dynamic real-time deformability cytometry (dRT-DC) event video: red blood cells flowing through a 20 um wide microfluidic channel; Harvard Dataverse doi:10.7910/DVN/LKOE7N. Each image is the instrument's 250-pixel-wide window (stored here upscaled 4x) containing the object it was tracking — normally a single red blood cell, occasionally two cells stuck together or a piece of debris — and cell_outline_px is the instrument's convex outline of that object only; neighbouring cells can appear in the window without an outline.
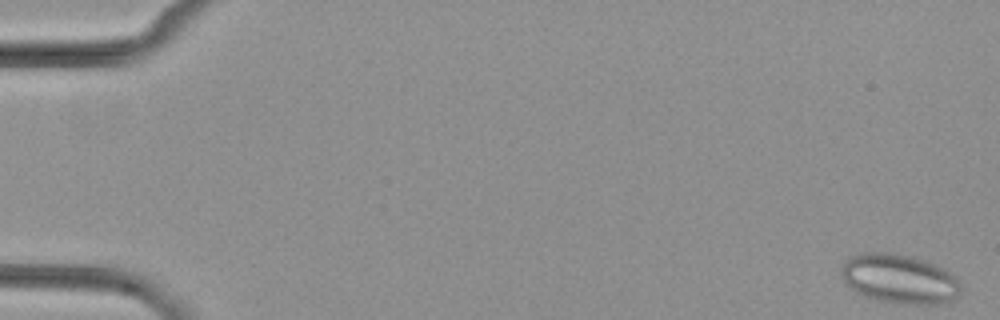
{"species": "common noctule bat (a hibernating species)", "species_latin": "Nyctalus noctula", "temperature_condition": "cold", "stored_images_in_passage": 54, "segment_of_instrument_passage": [1, 2], "camera_frame_rate_fps": 3000, "um_per_image_px": 0.085, "animal": {"sex": "female", "body_mass_g": 29.2, "forearm_length_mm": 56.3}, "frame": {"image": 1, "passage_image": 1, "time_ms": 0.0, "image_size_px": [1000, 320], "cell_outline_px": [[960, 292], [956, 300], [940, 304], [896, 304], [876, 300], [864, 296], [852, 288], [840, 276], [840, 264], [848, 256], [860, 252], [892, 252], [912, 256], [936, 264], [944, 268], [956, 276], [960, 284]], "centroid_in_image_um": [76.44, 23.69], "position_along_channel_um": 8.6, "area_um2": 35.2}}